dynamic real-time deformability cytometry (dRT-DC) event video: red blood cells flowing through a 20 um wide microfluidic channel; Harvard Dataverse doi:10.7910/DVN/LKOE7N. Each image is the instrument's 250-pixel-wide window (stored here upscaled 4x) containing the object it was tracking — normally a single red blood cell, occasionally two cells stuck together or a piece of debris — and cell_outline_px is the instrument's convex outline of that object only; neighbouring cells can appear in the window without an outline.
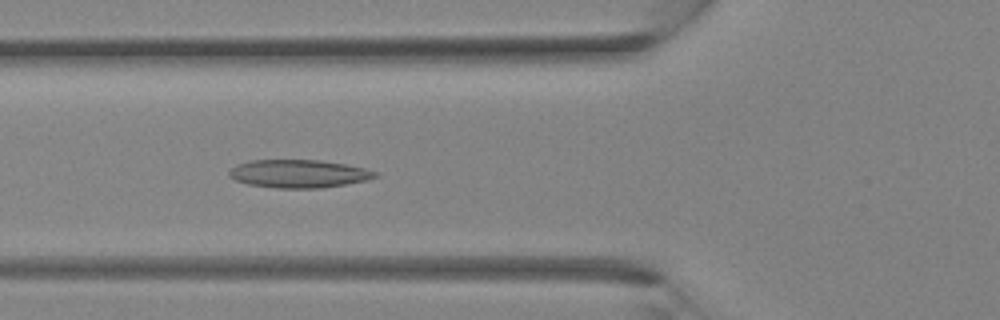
{"species": "Egyptian fruit bat (a non-hibernating species)", "species_latin": "Rousettus aegyptiacus", "temperature_condition": "room temperature", "stored_images_in_passage": 26, "camera_frame_rate_fps": 3000, "um_per_image_px": 0.085, "animal": {"sex": "female"}, "frame": {"image": 1, "passage_image": 4, "time_ms": 1.0, "image_size_px": [1000, 320], "cell_outline_px": [[380, 176], [368, 180], [320, 188], [276, 188], [248, 184], [236, 180], [228, 176], [228, 172], [236, 164], [248, 160], [320, 160], [348, 164], [380, 172]], "centroid_in_image_um": [25.42, 14.76], "position_along_channel_um": 100.4, "area_um2": 24.1}}
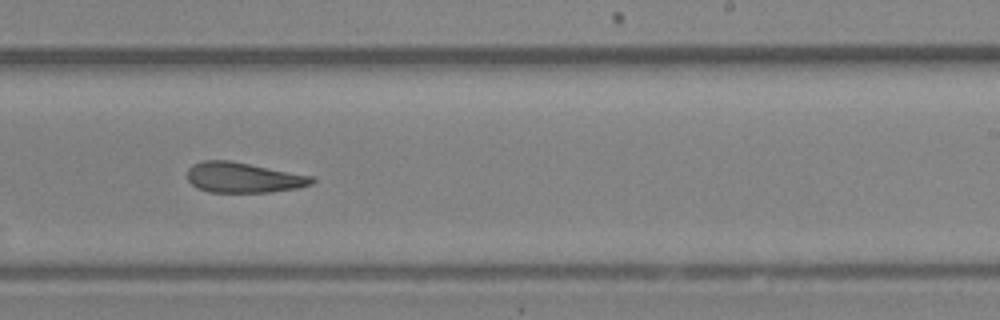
{"frame": {"image": 2, "passage_image": 13, "time_ms": 4.0, "image_size_px": [1000, 320], "cell_outline_px": [[316, 180], [312, 184], [300, 188], [268, 192], [208, 192], [196, 188], [188, 180], [188, 168], [192, 164], [204, 160], [228, 160], [312, 176]], "centroid_in_image_um": [20.67, 15.1], "position_along_channel_um": 268.3, "area_um2": 21.96}}
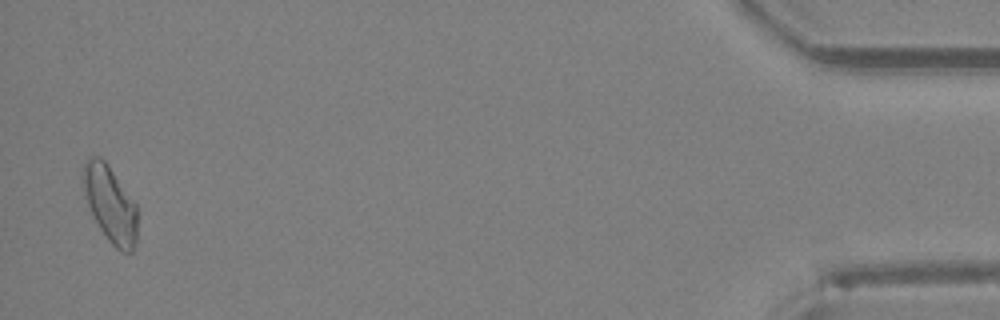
{"frame": {"image": 3, "passage_image": 26, "time_ms": 8.333, "image_size_px": [1000, 320], "cell_outline_px": [[136, 240], [132, 252], [120, 252], [108, 240], [92, 216], [84, 196], [80, 180], [80, 176], [84, 164], [92, 156], [100, 156], [108, 164], [136, 204]], "centroid_in_image_um": [9.32, 17.32], "position_along_channel_um": 425.9, "area_um2": 24.33}}